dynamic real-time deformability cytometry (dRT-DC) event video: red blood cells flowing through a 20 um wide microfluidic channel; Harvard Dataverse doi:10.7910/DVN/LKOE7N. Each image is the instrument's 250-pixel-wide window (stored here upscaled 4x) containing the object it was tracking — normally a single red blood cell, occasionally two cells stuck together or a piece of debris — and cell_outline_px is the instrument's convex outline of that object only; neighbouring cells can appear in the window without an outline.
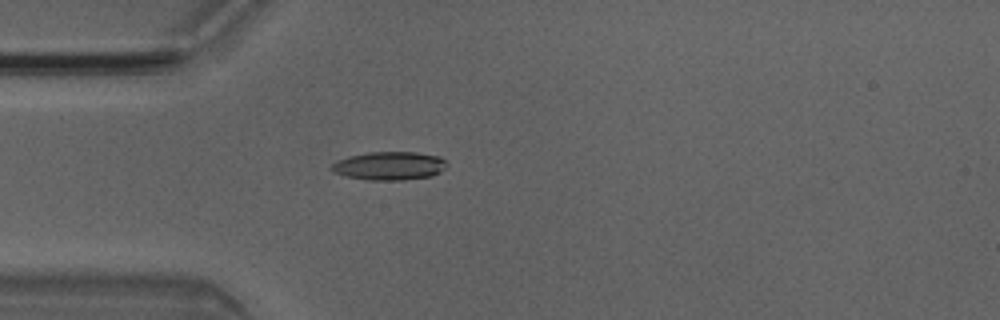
{"species": "Egyptian fruit bat (a non-hibernating species)", "species_latin": "Rousettus aegyptiacus", "temperature_condition": "room temperature", "stored_images_in_passage": 4, "camera_frame_rate_fps": 3000, "um_per_image_px": 0.085, "animal": {"sex": "male"}, "frame": {"image": 1, "passage_image": 4, "time_ms": 1.0, "image_size_px": [1000, 320], "cell_outline_px": [[448, 164], [440, 172], [432, 176], [404, 180], [368, 180], [348, 176], [332, 172], [328, 168], [336, 160], [348, 156], [368, 152], [416, 152], [440, 156]], "centroid_in_image_um": [33.08, 14.09], "position_along_channel_um": 51.9, "area_um2": 19.25}}